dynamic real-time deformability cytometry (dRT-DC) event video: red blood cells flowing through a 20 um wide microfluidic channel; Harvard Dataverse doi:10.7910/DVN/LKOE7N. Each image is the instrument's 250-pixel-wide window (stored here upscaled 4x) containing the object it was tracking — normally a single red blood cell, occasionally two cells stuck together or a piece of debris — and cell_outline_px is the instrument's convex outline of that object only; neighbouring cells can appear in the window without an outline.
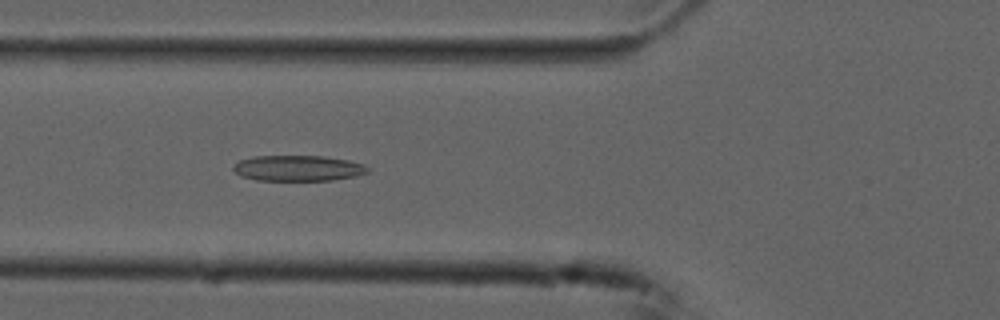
{"species": "common noctule bat (a hibernating species)", "species_latin": "Nyctalus noctula", "temperature_condition": "cold", "stored_images_in_passage": 54, "camera_frame_rate_fps": 3000, "um_per_image_px": 0.085, "animal": {"sex": "male", "forearm_length_mm": 52.5}, "frame": {"image": 1, "passage_image": 20, "time_ms": 6.333, "image_size_px": [1000, 320], "cell_outline_px": [[368, 172], [356, 176], [332, 180], [256, 180], [240, 176], [232, 168], [240, 160], [252, 156], [324, 156], [348, 160], [364, 164], [368, 168]], "centroid_in_image_um": [25.33, 14.29], "position_along_channel_um": 100.5, "area_um2": 20.06}}
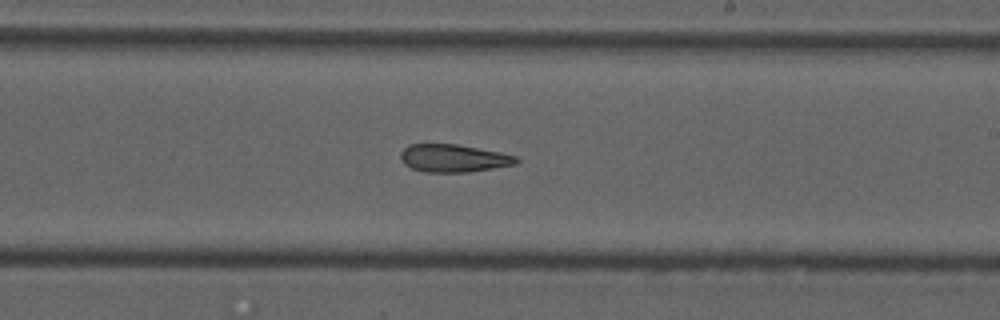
{"frame": {"image": 2, "passage_image": 32, "time_ms": 10.333, "image_size_px": [1000, 320], "cell_outline_px": [[520, 160], [516, 164], [468, 172], [424, 172], [412, 168], [404, 164], [400, 160], [400, 152], [408, 144], [456, 144], [500, 152], [516, 156]], "centroid_in_image_um": [38.52, 13.45], "position_along_channel_um": 250.5, "area_um2": 18.73}}
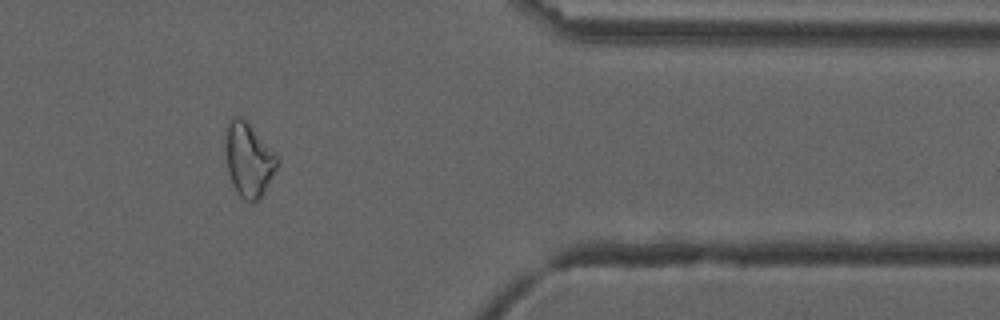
{"frame": {"image": 3, "passage_image": 45, "time_ms": 14.667, "image_size_px": [1000, 320], "cell_outline_px": [[280, 164], [260, 200], [256, 204], [252, 204], [244, 200], [236, 192], [232, 184], [228, 172], [224, 148], [228, 124], [232, 116], [240, 116], [248, 124], [280, 160]], "centroid_in_image_um": [21.13, 13.67], "position_along_channel_um": 390.3, "area_um2": 22.37}, "authors_computed_cell_mechanics": {"area_um2": 21.6461, "velocity_mm_per_s": 3.7413, "shape_relaxation_time_tau1_ms": null, "shape_relaxation_time_tau2_ms": 4.2592, "deformation_change_tau1": null, "deformation_change_tau2": 0.1397}}